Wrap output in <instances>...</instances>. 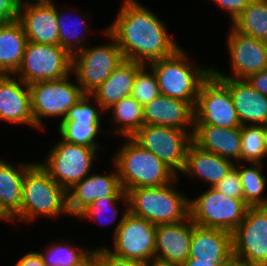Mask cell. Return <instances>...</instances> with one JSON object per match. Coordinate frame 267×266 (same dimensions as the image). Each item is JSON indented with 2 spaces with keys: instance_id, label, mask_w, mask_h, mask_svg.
Masks as SVG:
<instances>
[{
  "instance_id": "cell-1",
  "label": "cell",
  "mask_w": 267,
  "mask_h": 266,
  "mask_svg": "<svg viewBox=\"0 0 267 266\" xmlns=\"http://www.w3.org/2000/svg\"><path fill=\"white\" fill-rule=\"evenodd\" d=\"M165 25L136 0H123L106 31L116 40L125 59L147 65L173 55L180 48Z\"/></svg>"
},
{
  "instance_id": "cell-2",
  "label": "cell",
  "mask_w": 267,
  "mask_h": 266,
  "mask_svg": "<svg viewBox=\"0 0 267 266\" xmlns=\"http://www.w3.org/2000/svg\"><path fill=\"white\" fill-rule=\"evenodd\" d=\"M112 157L125 192L133 188L158 187L173 182L178 176L152 152L142 148L131 137Z\"/></svg>"
},
{
  "instance_id": "cell-3",
  "label": "cell",
  "mask_w": 267,
  "mask_h": 266,
  "mask_svg": "<svg viewBox=\"0 0 267 266\" xmlns=\"http://www.w3.org/2000/svg\"><path fill=\"white\" fill-rule=\"evenodd\" d=\"M178 180L179 177L163 186L128 190V211L155 225L185 221L190 217L189 198L175 189Z\"/></svg>"
},
{
  "instance_id": "cell-4",
  "label": "cell",
  "mask_w": 267,
  "mask_h": 266,
  "mask_svg": "<svg viewBox=\"0 0 267 266\" xmlns=\"http://www.w3.org/2000/svg\"><path fill=\"white\" fill-rule=\"evenodd\" d=\"M62 214L69 215L67 191L55 182L38 162H34L25 172L20 213L14 220L31 223L39 216L53 219Z\"/></svg>"
},
{
  "instance_id": "cell-5",
  "label": "cell",
  "mask_w": 267,
  "mask_h": 266,
  "mask_svg": "<svg viewBox=\"0 0 267 266\" xmlns=\"http://www.w3.org/2000/svg\"><path fill=\"white\" fill-rule=\"evenodd\" d=\"M183 49L173 55L154 60L147 65L156 75L161 95L189 102L195 107L202 83L211 75V67L188 62Z\"/></svg>"
},
{
  "instance_id": "cell-6",
  "label": "cell",
  "mask_w": 267,
  "mask_h": 266,
  "mask_svg": "<svg viewBox=\"0 0 267 266\" xmlns=\"http://www.w3.org/2000/svg\"><path fill=\"white\" fill-rule=\"evenodd\" d=\"M189 205L193 223L230 233L243 221L249 207L244 199L226 196L214 187L206 189L194 199H189Z\"/></svg>"
},
{
  "instance_id": "cell-7",
  "label": "cell",
  "mask_w": 267,
  "mask_h": 266,
  "mask_svg": "<svg viewBox=\"0 0 267 266\" xmlns=\"http://www.w3.org/2000/svg\"><path fill=\"white\" fill-rule=\"evenodd\" d=\"M70 76L29 85L34 127L44 130L43 118L62 116L60 122L64 121L68 111L84 97L79 84L69 80Z\"/></svg>"
},
{
  "instance_id": "cell-8",
  "label": "cell",
  "mask_w": 267,
  "mask_h": 266,
  "mask_svg": "<svg viewBox=\"0 0 267 266\" xmlns=\"http://www.w3.org/2000/svg\"><path fill=\"white\" fill-rule=\"evenodd\" d=\"M112 42L104 45L85 47L72 55V73L85 94L100 86L125 60L116 40L105 30Z\"/></svg>"
},
{
  "instance_id": "cell-9",
  "label": "cell",
  "mask_w": 267,
  "mask_h": 266,
  "mask_svg": "<svg viewBox=\"0 0 267 266\" xmlns=\"http://www.w3.org/2000/svg\"><path fill=\"white\" fill-rule=\"evenodd\" d=\"M72 74V55L59 44L28 41L21 65L14 74L31 85L39 81L57 80Z\"/></svg>"
},
{
  "instance_id": "cell-10",
  "label": "cell",
  "mask_w": 267,
  "mask_h": 266,
  "mask_svg": "<svg viewBox=\"0 0 267 266\" xmlns=\"http://www.w3.org/2000/svg\"><path fill=\"white\" fill-rule=\"evenodd\" d=\"M100 148L71 144L59 140L40 166L66 191L91 173Z\"/></svg>"
},
{
  "instance_id": "cell-11",
  "label": "cell",
  "mask_w": 267,
  "mask_h": 266,
  "mask_svg": "<svg viewBox=\"0 0 267 266\" xmlns=\"http://www.w3.org/2000/svg\"><path fill=\"white\" fill-rule=\"evenodd\" d=\"M117 222L113 234L114 249L112 254L146 264L155 261L156 225L135 216L128 208Z\"/></svg>"
},
{
  "instance_id": "cell-12",
  "label": "cell",
  "mask_w": 267,
  "mask_h": 266,
  "mask_svg": "<svg viewBox=\"0 0 267 266\" xmlns=\"http://www.w3.org/2000/svg\"><path fill=\"white\" fill-rule=\"evenodd\" d=\"M192 134L193 131L144 124L131 138L178 176L184 168L188 147L193 142Z\"/></svg>"
},
{
  "instance_id": "cell-13",
  "label": "cell",
  "mask_w": 267,
  "mask_h": 266,
  "mask_svg": "<svg viewBox=\"0 0 267 266\" xmlns=\"http://www.w3.org/2000/svg\"><path fill=\"white\" fill-rule=\"evenodd\" d=\"M232 257L249 266H267V206L248 207L232 232Z\"/></svg>"
},
{
  "instance_id": "cell-14",
  "label": "cell",
  "mask_w": 267,
  "mask_h": 266,
  "mask_svg": "<svg viewBox=\"0 0 267 266\" xmlns=\"http://www.w3.org/2000/svg\"><path fill=\"white\" fill-rule=\"evenodd\" d=\"M194 125L241 127L229 89L213 73L200 87L194 107Z\"/></svg>"
},
{
  "instance_id": "cell-15",
  "label": "cell",
  "mask_w": 267,
  "mask_h": 266,
  "mask_svg": "<svg viewBox=\"0 0 267 266\" xmlns=\"http://www.w3.org/2000/svg\"><path fill=\"white\" fill-rule=\"evenodd\" d=\"M227 48L231 61V75H225L217 68L212 73L217 78L246 79L267 68V42L242 34L230 28ZM233 73V74H232Z\"/></svg>"
},
{
  "instance_id": "cell-16",
  "label": "cell",
  "mask_w": 267,
  "mask_h": 266,
  "mask_svg": "<svg viewBox=\"0 0 267 266\" xmlns=\"http://www.w3.org/2000/svg\"><path fill=\"white\" fill-rule=\"evenodd\" d=\"M111 174L91 172L67 190V207L70 216L78 217L95 200L105 196H125L117 169Z\"/></svg>"
},
{
  "instance_id": "cell-17",
  "label": "cell",
  "mask_w": 267,
  "mask_h": 266,
  "mask_svg": "<svg viewBox=\"0 0 267 266\" xmlns=\"http://www.w3.org/2000/svg\"><path fill=\"white\" fill-rule=\"evenodd\" d=\"M193 235V222L156 225L155 261L181 266L188 258Z\"/></svg>"
},
{
  "instance_id": "cell-18",
  "label": "cell",
  "mask_w": 267,
  "mask_h": 266,
  "mask_svg": "<svg viewBox=\"0 0 267 266\" xmlns=\"http://www.w3.org/2000/svg\"><path fill=\"white\" fill-rule=\"evenodd\" d=\"M18 21L28 41L40 44H59L57 8L53 2L34 3L25 1L21 6Z\"/></svg>"
},
{
  "instance_id": "cell-19",
  "label": "cell",
  "mask_w": 267,
  "mask_h": 266,
  "mask_svg": "<svg viewBox=\"0 0 267 266\" xmlns=\"http://www.w3.org/2000/svg\"><path fill=\"white\" fill-rule=\"evenodd\" d=\"M0 120L34 127L29 85L15 75H0Z\"/></svg>"
},
{
  "instance_id": "cell-20",
  "label": "cell",
  "mask_w": 267,
  "mask_h": 266,
  "mask_svg": "<svg viewBox=\"0 0 267 266\" xmlns=\"http://www.w3.org/2000/svg\"><path fill=\"white\" fill-rule=\"evenodd\" d=\"M144 124L194 130V107L187 101L159 95L143 106ZM191 127V128H190Z\"/></svg>"
},
{
  "instance_id": "cell-21",
  "label": "cell",
  "mask_w": 267,
  "mask_h": 266,
  "mask_svg": "<svg viewBox=\"0 0 267 266\" xmlns=\"http://www.w3.org/2000/svg\"><path fill=\"white\" fill-rule=\"evenodd\" d=\"M218 79L229 89L241 126L267 125V96L255 90L246 79Z\"/></svg>"
},
{
  "instance_id": "cell-22",
  "label": "cell",
  "mask_w": 267,
  "mask_h": 266,
  "mask_svg": "<svg viewBox=\"0 0 267 266\" xmlns=\"http://www.w3.org/2000/svg\"><path fill=\"white\" fill-rule=\"evenodd\" d=\"M192 141L205 151L235 163L241 161L240 127L223 128L215 125H194Z\"/></svg>"
},
{
  "instance_id": "cell-23",
  "label": "cell",
  "mask_w": 267,
  "mask_h": 266,
  "mask_svg": "<svg viewBox=\"0 0 267 266\" xmlns=\"http://www.w3.org/2000/svg\"><path fill=\"white\" fill-rule=\"evenodd\" d=\"M145 64L125 59L111 75L89 95L101 110L108 111L113 104L131 96L135 77Z\"/></svg>"
},
{
  "instance_id": "cell-24",
  "label": "cell",
  "mask_w": 267,
  "mask_h": 266,
  "mask_svg": "<svg viewBox=\"0 0 267 266\" xmlns=\"http://www.w3.org/2000/svg\"><path fill=\"white\" fill-rule=\"evenodd\" d=\"M232 258V233L223 229L201 227L193 223L188 259L230 261Z\"/></svg>"
},
{
  "instance_id": "cell-25",
  "label": "cell",
  "mask_w": 267,
  "mask_h": 266,
  "mask_svg": "<svg viewBox=\"0 0 267 266\" xmlns=\"http://www.w3.org/2000/svg\"><path fill=\"white\" fill-rule=\"evenodd\" d=\"M235 162L205 151L193 142L189 145L182 174L202 178L214 187L234 167Z\"/></svg>"
},
{
  "instance_id": "cell-26",
  "label": "cell",
  "mask_w": 267,
  "mask_h": 266,
  "mask_svg": "<svg viewBox=\"0 0 267 266\" xmlns=\"http://www.w3.org/2000/svg\"><path fill=\"white\" fill-rule=\"evenodd\" d=\"M33 164L22 162L14 166L0 158V211L10 221L20 213L24 175Z\"/></svg>"
},
{
  "instance_id": "cell-27",
  "label": "cell",
  "mask_w": 267,
  "mask_h": 266,
  "mask_svg": "<svg viewBox=\"0 0 267 266\" xmlns=\"http://www.w3.org/2000/svg\"><path fill=\"white\" fill-rule=\"evenodd\" d=\"M28 39L16 20L0 26V75H14L19 69Z\"/></svg>"
},
{
  "instance_id": "cell-28",
  "label": "cell",
  "mask_w": 267,
  "mask_h": 266,
  "mask_svg": "<svg viewBox=\"0 0 267 266\" xmlns=\"http://www.w3.org/2000/svg\"><path fill=\"white\" fill-rule=\"evenodd\" d=\"M231 25L242 34L267 42V0H251Z\"/></svg>"
},
{
  "instance_id": "cell-29",
  "label": "cell",
  "mask_w": 267,
  "mask_h": 266,
  "mask_svg": "<svg viewBox=\"0 0 267 266\" xmlns=\"http://www.w3.org/2000/svg\"><path fill=\"white\" fill-rule=\"evenodd\" d=\"M111 109L113 114L111 121L117 125L114 132L120 137H132L144 125L143 106L132 96L113 104L108 108V110Z\"/></svg>"
},
{
  "instance_id": "cell-30",
  "label": "cell",
  "mask_w": 267,
  "mask_h": 266,
  "mask_svg": "<svg viewBox=\"0 0 267 266\" xmlns=\"http://www.w3.org/2000/svg\"><path fill=\"white\" fill-rule=\"evenodd\" d=\"M251 166L235 164L241 178L244 202L249 207L267 206V196L263 197L266 188V176L262 175L261 163H249ZM245 166L244 168H242Z\"/></svg>"
},
{
  "instance_id": "cell-31",
  "label": "cell",
  "mask_w": 267,
  "mask_h": 266,
  "mask_svg": "<svg viewBox=\"0 0 267 266\" xmlns=\"http://www.w3.org/2000/svg\"><path fill=\"white\" fill-rule=\"evenodd\" d=\"M241 131V161L261 163L267 157L266 125H242Z\"/></svg>"
},
{
  "instance_id": "cell-32",
  "label": "cell",
  "mask_w": 267,
  "mask_h": 266,
  "mask_svg": "<svg viewBox=\"0 0 267 266\" xmlns=\"http://www.w3.org/2000/svg\"><path fill=\"white\" fill-rule=\"evenodd\" d=\"M47 247L40 252L46 266H84L92 259L94 250L78 249L71 243H51Z\"/></svg>"
},
{
  "instance_id": "cell-33",
  "label": "cell",
  "mask_w": 267,
  "mask_h": 266,
  "mask_svg": "<svg viewBox=\"0 0 267 266\" xmlns=\"http://www.w3.org/2000/svg\"><path fill=\"white\" fill-rule=\"evenodd\" d=\"M65 12L58 11L57 9V22L59 27V45L66 49L71 55L75 54L76 52L83 49V43L85 42V31H87L88 26L90 25L86 23V20L83 18L78 20L69 19L70 17ZM68 17V19H67ZM74 19V18H73ZM71 21L73 24L71 25L69 21ZM69 22V23H68ZM76 22V23H75ZM84 23V24H82ZM82 24V25H81ZM70 27V28H69ZM78 27L80 29H78ZM79 46V47H78Z\"/></svg>"
},
{
  "instance_id": "cell-34",
  "label": "cell",
  "mask_w": 267,
  "mask_h": 266,
  "mask_svg": "<svg viewBox=\"0 0 267 266\" xmlns=\"http://www.w3.org/2000/svg\"><path fill=\"white\" fill-rule=\"evenodd\" d=\"M59 134L62 140L71 144L84 145L93 148H100L95 140L100 130V126L80 127L72 120H64L58 125ZM97 143V144H96Z\"/></svg>"
},
{
  "instance_id": "cell-35",
  "label": "cell",
  "mask_w": 267,
  "mask_h": 266,
  "mask_svg": "<svg viewBox=\"0 0 267 266\" xmlns=\"http://www.w3.org/2000/svg\"><path fill=\"white\" fill-rule=\"evenodd\" d=\"M148 72V65H144L137 73L131 96L141 106H145L160 95L156 75L152 69Z\"/></svg>"
},
{
  "instance_id": "cell-36",
  "label": "cell",
  "mask_w": 267,
  "mask_h": 266,
  "mask_svg": "<svg viewBox=\"0 0 267 266\" xmlns=\"http://www.w3.org/2000/svg\"><path fill=\"white\" fill-rule=\"evenodd\" d=\"M120 201H123L126 205V208H128V197L127 194L125 196H105L103 198H99L95 200L85 211H83L78 217L79 218H86V219H92L94 221H99L98 223H103L104 220H107V218L111 217L109 221L107 220L106 223H111V221L115 220L118 216V209L115 203ZM111 214L108 215V213ZM106 214L103 216V214ZM107 217V218H106ZM106 218V219H105Z\"/></svg>"
},
{
  "instance_id": "cell-37",
  "label": "cell",
  "mask_w": 267,
  "mask_h": 266,
  "mask_svg": "<svg viewBox=\"0 0 267 266\" xmlns=\"http://www.w3.org/2000/svg\"><path fill=\"white\" fill-rule=\"evenodd\" d=\"M91 96L85 94L84 97L78 101L67 113V116L64 120H72L77 122L80 127H89V126H100L101 124V112H105L101 109V106L96 101L95 105L90 104L89 101ZM97 106V109L95 108ZM99 107V110H98Z\"/></svg>"
},
{
  "instance_id": "cell-38",
  "label": "cell",
  "mask_w": 267,
  "mask_h": 266,
  "mask_svg": "<svg viewBox=\"0 0 267 266\" xmlns=\"http://www.w3.org/2000/svg\"><path fill=\"white\" fill-rule=\"evenodd\" d=\"M92 258L96 261L97 266H147L148 264L118 257L108 251L107 248L99 247L93 250Z\"/></svg>"
},
{
  "instance_id": "cell-39",
  "label": "cell",
  "mask_w": 267,
  "mask_h": 266,
  "mask_svg": "<svg viewBox=\"0 0 267 266\" xmlns=\"http://www.w3.org/2000/svg\"><path fill=\"white\" fill-rule=\"evenodd\" d=\"M214 188L226 196L243 199L241 178L235 167Z\"/></svg>"
},
{
  "instance_id": "cell-40",
  "label": "cell",
  "mask_w": 267,
  "mask_h": 266,
  "mask_svg": "<svg viewBox=\"0 0 267 266\" xmlns=\"http://www.w3.org/2000/svg\"><path fill=\"white\" fill-rule=\"evenodd\" d=\"M20 8L18 0H0V24L18 20Z\"/></svg>"
},
{
  "instance_id": "cell-41",
  "label": "cell",
  "mask_w": 267,
  "mask_h": 266,
  "mask_svg": "<svg viewBox=\"0 0 267 266\" xmlns=\"http://www.w3.org/2000/svg\"><path fill=\"white\" fill-rule=\"evenodd\" d=\"M230 15L232 22L247 7L251 0H212Z\"/></svg>"
},
{
  "instance_id": "cell-42",
  "label": "cell",
  "mask_w": 267,
  "mask_h": 266,
  "mask_svg": "<svg viewBox=\"0 0 267 266\" xmlns=\"http://www.w3.org/2000/svg\"><path fill=\"white\" fill-rule=\"evenodd\" d=\"M246 80L255 90L267 96V68L250 75Z\"/></svg>"
},
{
  "instance_id": "cell-43",
  "label": "cell",
  "mask_w": 267,
  "mask_h": 266,
  "mask_svg": "<svg viewBox=\"0 0 267 266\" xmlns=\"http://www.w3.org/2000/svg\"><path fill=\"white\" fill-rule=\"evenodd\" d=\"M15 266H46L39 252L30 251L19 259Z\"/></svg>"
},
{
  "instance_id": "cell-44",
  "label": "cell",
  "mask_w": 267,
  "mask_h": 266,
  "mask_svg": "<svg viewBox=\"0 0 267 266\" xmlns=\"http://www.w3.org/2000/svg\"><path fill=\"white\" fill-rule=\"evenodd\" d=\"M229 261H205L198 259H187L181 266H222Z\"/></svg>"
},
{
  "instance_id": "cell-45",
  "label": "cell",
  "mask_w": 267,
  "mask_h": 266,
  "mask_svg": "<svg viewBox=\"0 0 267 266\" xmlns=\"http://www.w3.org/2000/svg\"><path fill=\"white\" fill-rule=\"evenodd\" d=\"M222 266H249L244 262L238 261L236 259H231L228 263L222 265Z\"/></svg>"
},
{
  "instance_id": "cell-46",
  "label": "cell",
  "mask_w": 267,
  "mask_h": 266,
  "mask_svg": "<svg viewBox=\"0 0 267 266\" xmlns=\"http://www.w3.org/2000/svg\"><path fill=\"white\" fill-rule=\"evenodd\" d=\"M147 266H176V265L165 264V263H161V262H157V261H152Z\"/></svg>"
},
{
  "instance_id": "cell-47",
  "label": "cell",
  "mask_w": 267,
  "mask_h": 266,
  "mask_svg": "<svg viewBox=\"0 0 267 266\" xmlns=\"http://www.w3.org/2000/svg\"><path fill=\"white\" fill-rule=\"evenodd\" d=\"M19 4L21 6L25 5V2H23L22 0H18ZM53 2L52 0H36L34 3H50Z\"/></svg>"
},
{
  "instance_id": "cell-48",
  "label": "cell",
  "mask_w": 267,
  "mask_h": 266,
  "mask_svg": "<svg viewBox=\"0 0 267 266\" xmlns=\"http://www.w3.org/2000/svg\"><path fill=\"white\" fill-rule=\"evenodd\" d=\"M84 266H97L96 261L92 258L89 262H87Z\"/></svg>"
},
{
  "instance_id": "cell-49",
  "label": "cell",
  "mask_w": 267,
  "mask_h": 266,
  "mask_svg": "<svg viewBox=\"0 0 267 266\" xmlns=\"http://www.w3.org/2000/svg\"><path fill=\"white\" fill-rule=\"evenodd\" d=\"M0 220L2 221H8L10 222V220L0 211Z\"/></svg>"
}]
</instances>
